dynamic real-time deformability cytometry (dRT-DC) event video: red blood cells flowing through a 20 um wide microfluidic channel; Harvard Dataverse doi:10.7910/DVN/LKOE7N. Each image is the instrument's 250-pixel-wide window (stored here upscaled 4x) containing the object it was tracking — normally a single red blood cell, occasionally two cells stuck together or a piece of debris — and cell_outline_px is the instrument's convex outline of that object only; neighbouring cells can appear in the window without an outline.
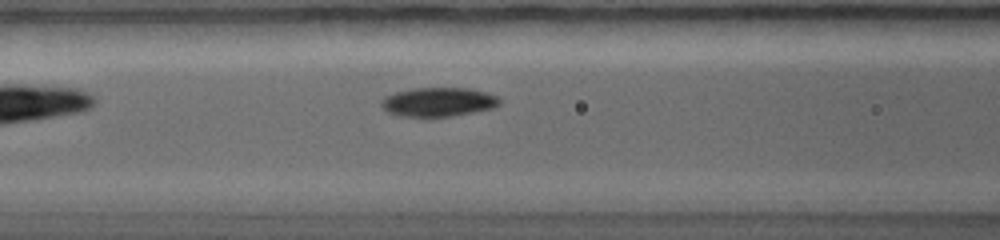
{"species": "common noctule bat (a hibernating species)", "species_latin": "Nyctalus noctula", "temperature_condition": "warm", "stored_images_in_passage": 21, "camera_frame_rate_fps": 5000, "um_per_image_px": 0.085, "animal": {"sex": "female", "body_mass_g": 19.0, "forearm_length_mm": 56.7}, "frame": {"image": 1, "passage_image": 5, "time_ms": 2.2, "image_size_px": [1000, 240], "cell_outline_px": [[500, 104], [492, 108], [452, 116], [428, 120], [396, 116], [388, 112], [380, 104], [380, 100], [396, 92], [416, 88], [464, 88], [484, 92], [496, 96], [500, 100]], "centroid_in_image_um": [37.19, 8.72], "position_along_channel_um": 129.4, "area_um2": 20.46}}
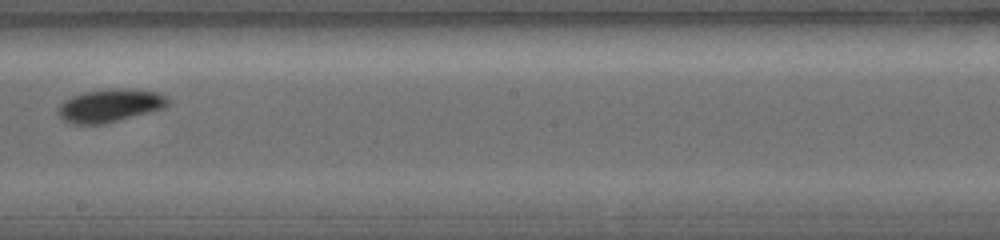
{"frame": {"image": 2, "passage_image": 10, "time_ms": 4.4, "image_size_px": [1000, 240], "cell_outline_px": [[168, 104], [164, 108], [104, 124], [72, 124], [64, 120], [60, 116], [60, 104], [84, 92], [120, 88], [124, 88], [156, 92], [164, 96], [168, 100]], "centroid_in_image_um": [9.37, 8.98], "position_along_channel_um": 238.8, "area_um2": 20.46}}
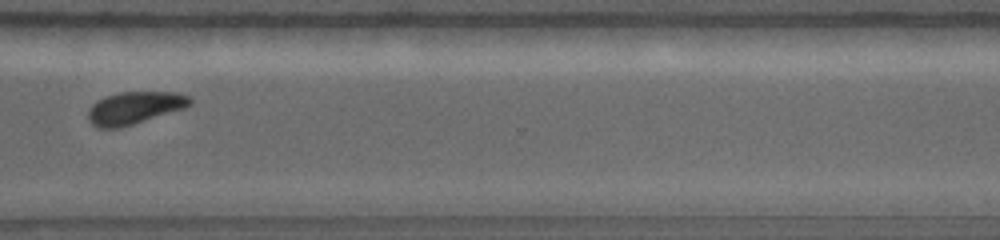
{"frame": {"image": 3, "passage_image": 16, "time_ms": 6.8, "image_size_px": [1000, 240], "cell_outline_px": [[192, 104], [184, 108], [120, 128], [96, 128], [88, 120], [88, 112], [92, 104], [104, 96], [120, 92], [176, 92], [188, 96], [192, 100]], "centroid_in_image_um": [11.41, 9.17], "position_along_channel_um": 359.2, "area_um2": 19.19}}